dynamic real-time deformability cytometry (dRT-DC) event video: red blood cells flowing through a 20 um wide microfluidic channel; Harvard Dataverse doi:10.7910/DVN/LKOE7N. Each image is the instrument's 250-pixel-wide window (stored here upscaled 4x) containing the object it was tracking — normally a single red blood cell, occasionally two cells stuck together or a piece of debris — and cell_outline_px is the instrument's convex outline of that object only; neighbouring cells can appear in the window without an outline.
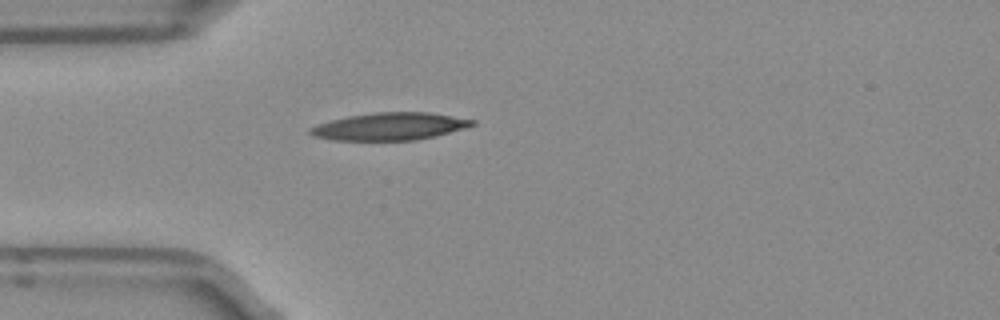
{"species": "Egyptian fruit bat (a non-hibernating species)", "species_latin": "Rousettus aegyptiacus", "temperature_condition": "room temperature", "stored_images_in_passage": 32, "camera_frame_rate_fps": 3000, "um_per_image_px": 0.085, "frame": {"image": 1, "passage_image": 1, "time_ms": 0.0, "image_size_px": [1000, 320], "cell_outline_px": [[476, 124], [464, 128], [436, 136], [416, 140], [332, 140], [312, 136], [308, 132], [308, 128], [332, 120], [348, 116], [376, 112], [428, 112], [476, 120]], "centroid_in_image_um": [33.13, 10.75], "position_along_channel_um": 51.9, "area_um2": 25.84}}
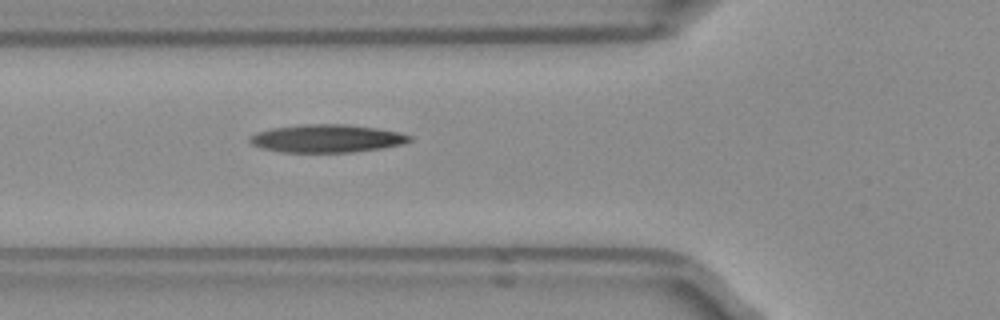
{"frame": {"image": 2, "passage_image": 5, "time_ms": 1.333, "image_size_px": [1000, 320], "cell_outline_px": [[412, 140], [404, 144], [380, 148], [352, 152], [280, 152], [264, 148], [252, 144], [248, 140], [252, 136], [260, 132], [272, 128], [304, 124], [348, 124], [376, 128], [400, 132], [412, 136]], "centroid_in_image_um": [27.84, 11.77], "position_along_channel_um": 98.0, "area_um2": 25.84}, "authors_computed_cell_mechanics": {"area_um2": 25.143, "velocity_mm_per_s": 3.9714, "shape_relaxation_time_tau1_ms": 6.649, "shape_relaxation_time_tau2_ms": 6.1394, "deformation_change_tau1": 0.2343, "deformation_change_tau2": 0.1896}}